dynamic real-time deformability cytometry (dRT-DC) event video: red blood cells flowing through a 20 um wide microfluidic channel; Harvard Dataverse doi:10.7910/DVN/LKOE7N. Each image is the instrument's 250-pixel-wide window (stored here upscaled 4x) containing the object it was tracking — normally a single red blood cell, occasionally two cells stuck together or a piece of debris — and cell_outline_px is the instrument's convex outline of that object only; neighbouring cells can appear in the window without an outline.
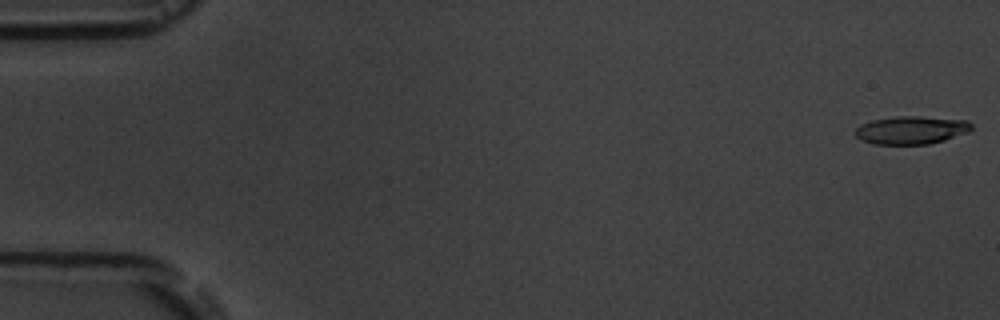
{"species": "common noctule bat (a hibernating species)", "species_latin": "Nyctalus noctula", "temperature_condition": "room temperature", "stored_images_in_passage": 7, "camera_frame_rate_fps": 3000, "um_per_image_px": 0.085, "animal": {"sex": "male", "body_mass_g": 19.5, "forearm_length_mm": 54.6}, "frame": {"image": 1, "passage_image": 1, "time_ms": 0.0, "image_size_px": [1000, 320], "cell_outline_px": [[972, 128], [968, 132], [944, 140], [928, 144], [872, 144], [856, 136], [856, 128], [860, 124], [872, 120], [896, 116], [916, 116], [968, 120], [972, 124]], "centroid_in_image_um": [77.47, 11.05], "position_along_channel_um": 7.5, "area_um2": 18.9}}
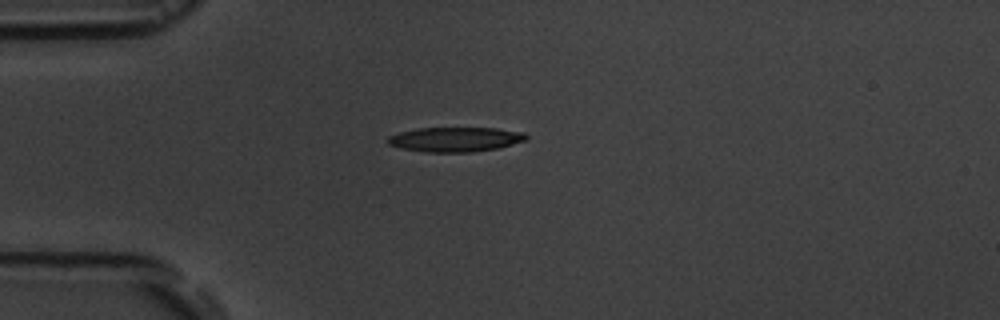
{"frame": {"image": 2, "passage_image": 5, "time_ms": 4.667, "image_size_px": [1000, 320], "cell_outline_px": [[528, 136], [524, 140], [500, 148], [472, 152], [428, 152], [400, 148], [388, 144], [388, 136], [400, 132], [420, 128], [496, 128], [524, 132]], "centroid_in_image_um": [38.71, 11.85], "position_along_channel_um": 46.3, "area_um2": 19.77}}
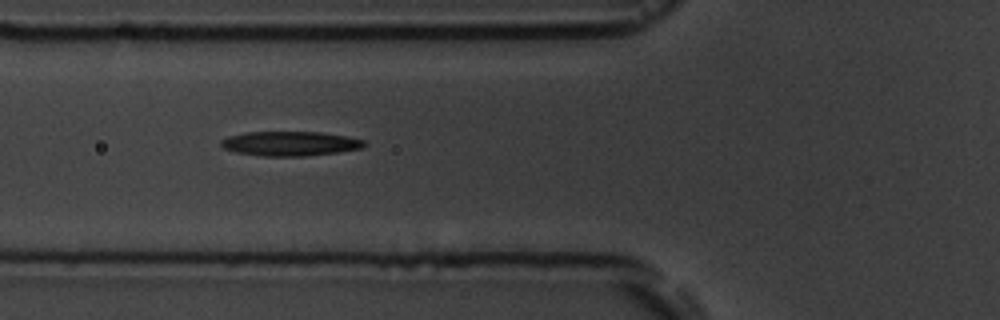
{"frame": {"image": 3, "passage_image": 7, "time_ms": 6.667, "image_size_px": [1000, 320], "cell_outline_px": [[368, 144], [364, 148], [336, 152], [304, 156], [264, 156], [236, 152], [224, 148], [220, 144], [220, 140], [228, 136], [244, 132], [320, 132], [348, 136], [364, 140]], "centroid_in_image_um": [24.68, 12.2], "position_along_channel_um": 101.1, "area_um2": 20.52}}